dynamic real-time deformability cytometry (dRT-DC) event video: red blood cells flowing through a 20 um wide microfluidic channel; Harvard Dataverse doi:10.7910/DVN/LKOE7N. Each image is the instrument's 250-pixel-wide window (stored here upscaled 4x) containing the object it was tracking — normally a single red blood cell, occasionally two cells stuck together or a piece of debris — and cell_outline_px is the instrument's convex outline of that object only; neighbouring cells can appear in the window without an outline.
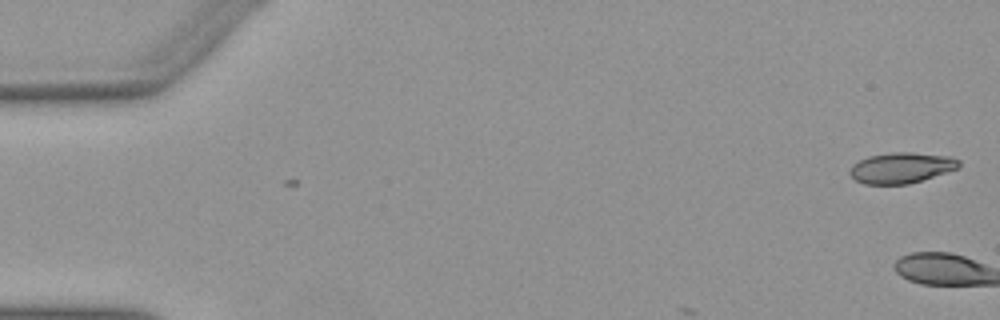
{"species": "Egyptian fruit bat (a non-hibernating species)", "species_latin": "Rousettus aegyptiacus", "temperature_condition": "warm", "stored_images_in_passage": 4, "camera_frame_rate_fps": 3000, "um_per_image_px": 0.085, "animal": {"sex": "female"}, "frame": {"image": 1, "passage_image": 4, "time_ms": 1.0, "image_size_px": [1000, 320], "cell_outline_px": [[960, 168], [908, 184], [864, 184], [856, 180], [848, 172], [852, 164], [868, 156], [892, 152], [912, 152], [952, 156], [960, 160]], "centroid_in_image_um": [76.63, 14.25], "position_along_channel_um": 8.4, "area_um2": 19.65}}